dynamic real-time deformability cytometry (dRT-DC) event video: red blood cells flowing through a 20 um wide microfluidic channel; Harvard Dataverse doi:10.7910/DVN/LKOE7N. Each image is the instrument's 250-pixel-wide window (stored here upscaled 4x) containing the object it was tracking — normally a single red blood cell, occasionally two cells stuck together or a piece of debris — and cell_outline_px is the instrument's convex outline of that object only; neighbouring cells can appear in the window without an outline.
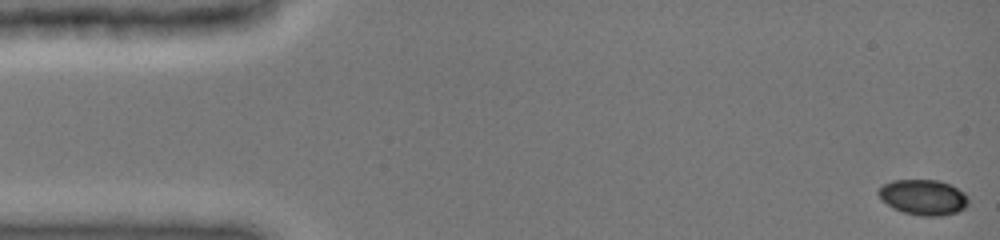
{"species": "common noctule bat (a hibernating species)", "species_latin": "Nyctalus noctula", "temperature_condition": "cold", "stored_images_in_passage": 47, "camera_frame_rate_fps": 3000, "um_per_image_px": 0.085, "animal": {"sex": "female", "body_mass_g": 19.0, "forearm_length_mm": 51.5}, "frame": {"image": 1, "passage_image": 1, "time_ms": 0.0, "image_size_px": [1000, 240], "cell_outline_px": [[968, 204], [964, 208], [956, 212], [940, 216], [924, 216], [904, 212], [892, 208], [880, 200], [876, 192], [884, 184], [892, 180], [940, 180], [952, 184], [964, 192], [968, 196]], "centroid_in_image_um": [78.47, 16.75], "position_along_channel_um": 6.5, "area_um2": 18.79}}
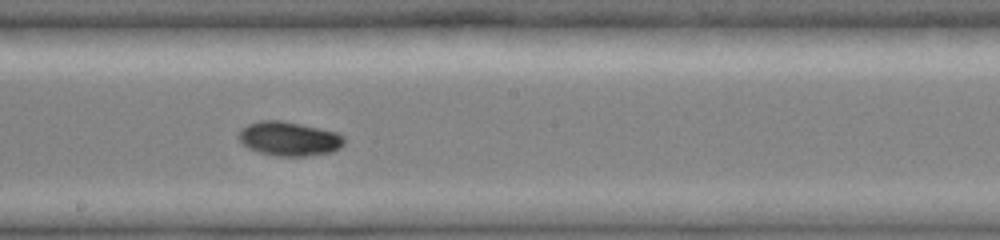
{"frame": {"image": 2, "passage_image": 27, "time_ms": 8.667, "image_size_px": [1000, 240], "cell_outline_px": [[344, 144], [340, 148], [332, 152], [304, 156], [276, 156], [260, 152], [248, 148], [236, 136], [240, 128], [248, 124], [260, 120], [280, 120], [300, 124], [336, 132], [344, 136]], "centroid_in_image_um": [24.55, 11.79], "position_along_channel_um": 223.7, "area_um2": 21.04}}
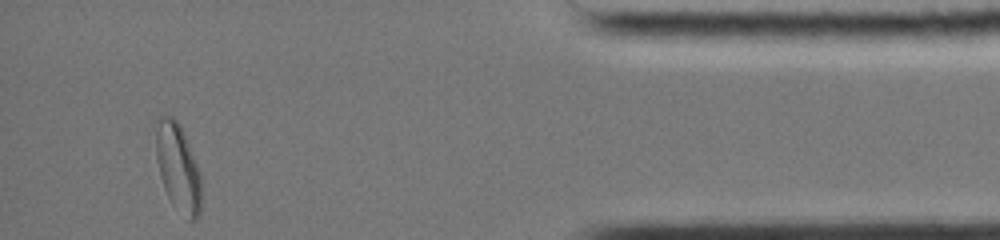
{"frame": {"image": 3, "passage_image": 47, "time_ms": 14.667, "image_size_px": [1000, 240], "cell_outline_px": [[200, 212], [196, 220], [188, 220], [168, 196], [164, 188], [160, 176], [156, 156], [156, 120], [160, 116], [172, 116], [180, 124], [184, 132], [200, 172]], "centroid_in_image_um": [15.12, 14.19], "position_along_channel_um": 420.1, "area_um2": 22.95}, "authors_computed_cell_mechanics": {"area_um2": 20.23, "velocity_mm_per_s": 3.9639, "shape_relaxation_time_tau1_ms": 2.4494, "shape_relaxation_time_tau2_ms": null, "deformation_change_tau1": 0.1167, "deformation_change_tau2": null}}